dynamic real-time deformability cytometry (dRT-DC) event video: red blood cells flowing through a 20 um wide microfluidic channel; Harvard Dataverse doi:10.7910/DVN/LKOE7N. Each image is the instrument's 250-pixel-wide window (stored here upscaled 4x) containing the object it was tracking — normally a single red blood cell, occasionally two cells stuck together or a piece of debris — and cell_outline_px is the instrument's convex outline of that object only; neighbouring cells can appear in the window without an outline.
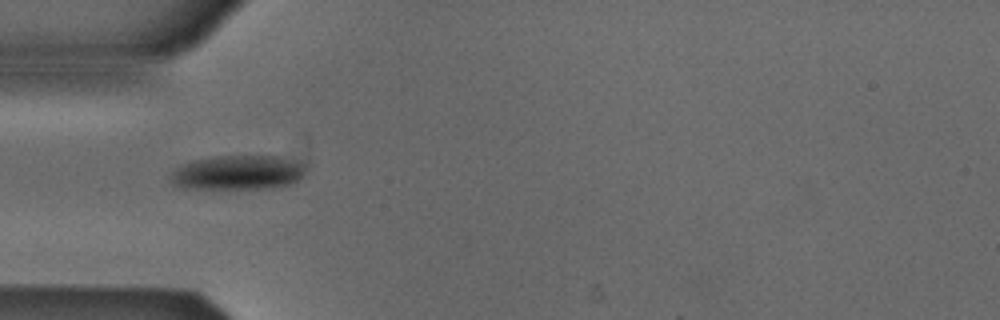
{"species": "Egyptian fruit bat (a non-hibernating species)", "species_latin": "Rousettus aegyptiacus", "temperature_condition": "cold", "stored_images_in_passage": 30, "camera_frame_rate_fps": 3000, "um_per_image_px": 0.085, "animal": {"sex": "male"}, "frame": {"image": 1, "passage_image": 1, "time_ms": 0.0, "image_size_px": [1000, 320], "cell_outline_px": [[308, 168], [304, 176], [292, 184], [264, 188], [184, 188], [172, 184], [172, 172], [176, 168], [192, 160], [216, 156], [280, 156], [300, 160], [308, 164]], "centroid_in_image_um": [20.33, 14.64], "position_along_channel_um": 64.7, "area_um2": 27.4}}
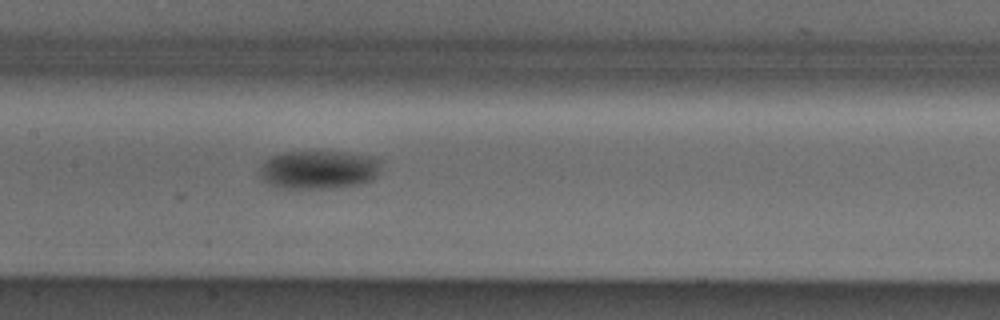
{"frame": {"image": 2, "passage_image": 10, "time_ms": 3.0, "image_size_px": [1000, 320], "cell_outline_px": [[384, 160], [376, 176], [372, 180], [360, 184], [332, 188], [276, 188], [268, 184], [260, 176], [260, 168], [264, 160], [268, 156], [284, 152], [348, 152], [372, 156]], "centroid_in_image_um": [27.1, 14.42], "position_along_channel_um": 180.3, "area_um2": 27.69}}
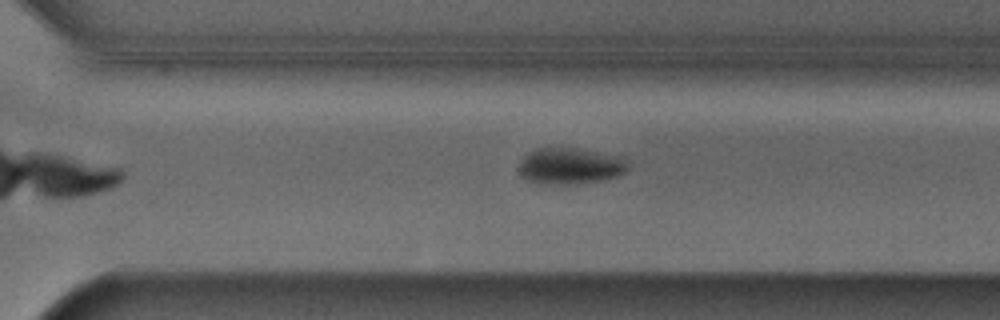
{"frame": {"image": 3, "passage_image": 21, "time_ms": 6.667, "image_size_px": [1000, 320], "cell_outline_px": [[628, 168], [624, 172], [616, 176], [596, 180], [540, 184], [528, 180], [520, 172], [520, 164], [524, 156], [528, 152], [536, 148], [556, 144], [624, 156], [628, 160]], "centroid_in_image_um": [48.47, 14.01], "position_along_channel_um": 322.1, "area_um2": 23.18}, "authors_computed_cell_mechanics": {"area_um2": 26.1545, "velocity_mm_per_s": 3.8756, "shape_relaxation_time_tau1_ms": 1.5704, "shape_relaxation_time_tau2_ms": null, "deformation_change_tau1": 0.0835, "deformation_change_tau2": null}}